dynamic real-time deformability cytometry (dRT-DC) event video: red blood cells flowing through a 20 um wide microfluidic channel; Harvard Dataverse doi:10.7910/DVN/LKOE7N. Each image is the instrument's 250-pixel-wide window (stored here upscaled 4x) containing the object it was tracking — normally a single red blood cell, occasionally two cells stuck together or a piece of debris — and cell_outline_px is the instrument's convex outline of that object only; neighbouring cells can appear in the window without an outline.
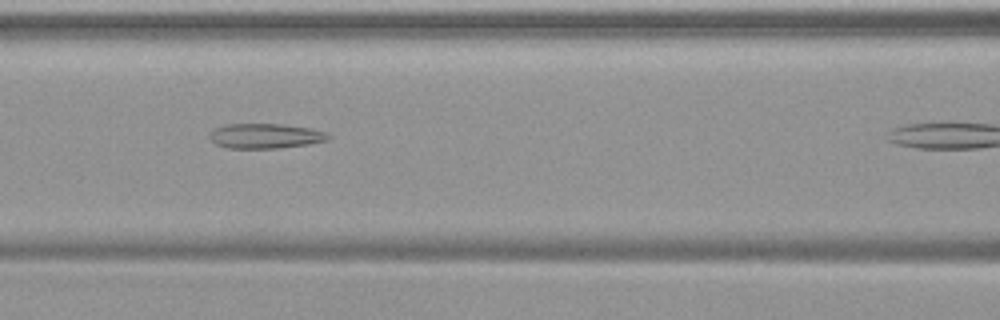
{"species": "common noctule bat (a hibernating species)", "species_latin": "Nyctalus noctula", "temperature_condition": "warm", "stored_images_in_passage": 16, "camera_frame_rate_fps": 3000, "um_per_image_px": 0.085, "animal": {"sex": "female", "body_mass_g": 19.9}, "frame": {"image": 1, "passage_image": 12, "time_ms": 3.667, "image_size_px": [1000, 320], "cell_outline_px": [[332, 136], [328, 140], [308, 144], [280, 148], [228, 148], [216, 144], [208, 136], [216, 128], [224, 124], [280, 124], [312, 128], [324, 132]], "centroid_in_image_um": [22.57, 11.55], "position_along_channel_um": 144.0, "area_um2": 17.17}}